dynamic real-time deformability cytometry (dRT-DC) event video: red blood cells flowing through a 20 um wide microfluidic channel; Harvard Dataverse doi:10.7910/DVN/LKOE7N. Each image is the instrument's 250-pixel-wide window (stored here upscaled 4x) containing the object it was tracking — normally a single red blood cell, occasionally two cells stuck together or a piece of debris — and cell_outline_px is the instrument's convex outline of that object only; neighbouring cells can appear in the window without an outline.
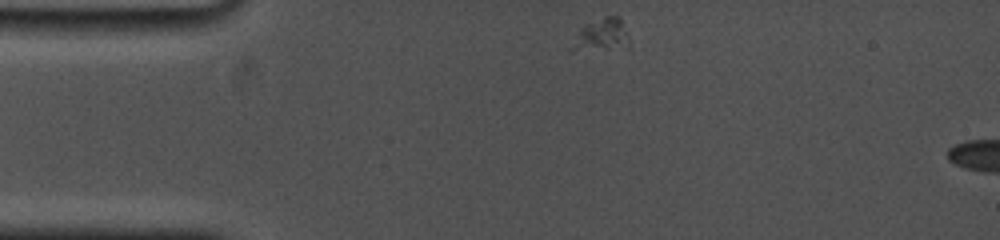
{"species": "common noctule bat (a hibernating species)", "species_latin": "Nyctalus noctula", "temperature_condition": "cold", "stored_images_in_passage": 4, "segment_of_instrument_passage": [1, 2], "camera_frame_rate_fps": 5000, "um_per_image_px": 0.085, "animal": {"sex": "female", "body_mass_g": 19.0, "forearm_length_mm": 53.3}, "frame": {"image": 1, "passage_image": 1, "time_ms": 0.0, "image_size_px": [1000, 240], "cell_outline_px": [[628, 48], [572, 52], [568, 48], [580, 28], [584, 24], [604, 16], [620, 16], [628, 36]], "centroid_in_image_um": [51.08, 3.01], "position_along_channel_um": 33.9, "area_um2": 11.39}}